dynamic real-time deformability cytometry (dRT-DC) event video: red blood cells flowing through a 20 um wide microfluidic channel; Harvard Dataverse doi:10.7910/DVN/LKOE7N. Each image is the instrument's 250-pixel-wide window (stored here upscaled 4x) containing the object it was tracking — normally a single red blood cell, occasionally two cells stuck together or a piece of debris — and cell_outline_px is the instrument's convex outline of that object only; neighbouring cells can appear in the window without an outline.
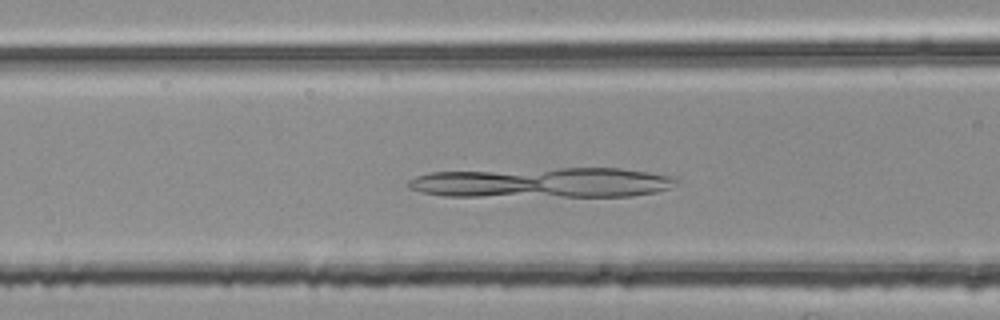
{"species": "common noctule bat (a hibernating species)", "species_latin": "Nyctalus noctula", "temperature_condition": "room temperature", "stored_images_in_passage": 40, "camera_frame_rate_fps": 3000, "um_per_image_px": 0.085, "animal": {"sex": "female", "body_mass_g": 25.1}, "frame": {"image": 1, "passage_image": 10, "time_ms": 3.0, "image_size_px": [1000, 320], "cell_outline_px": [[680, 180], [668, 188], [656, 192], [632, 196], [444, 196], [420, 192], [408, 188], [404, 184], [408, 180], [416, 176], [428, 172], [560, 168], [620, 168], [676, 176]], "centroid_in_image_um": [46.09, 15.52], "position_along_channel_um": 120.5, "area_um2": 47.45}}
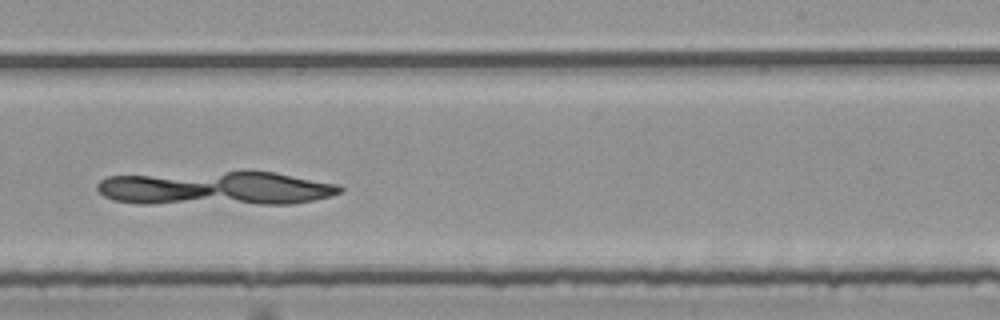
{"frame": {"image": 2, "passage_image": 22, "time_ms": 7.0, "image_size_px": [1000, 320], "cell_outline_px": [[344, 192], [332, 196], [292, 204], [136, 204], [112, 200], [104, 196], [96, 188], [96, 184], [100, 180], [108, 176], [224, 172], [276, 172], [340, 184], [344, 188]], "centroid_in_image_um": [18.38, 16.03], "position_along_channel_um": 270.6, "area_um2": 48.44}}
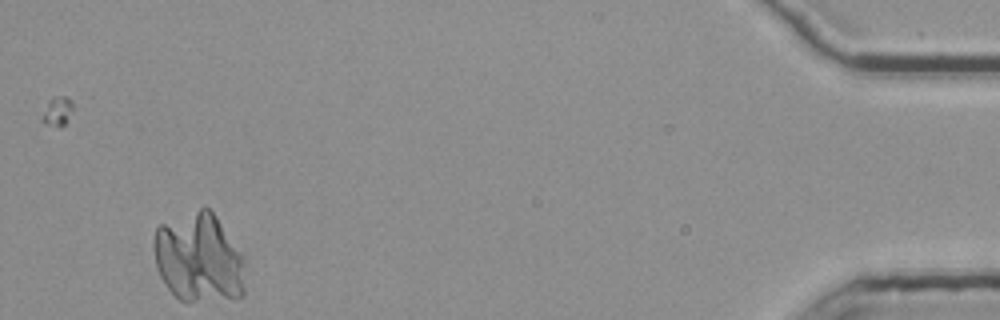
{"frame": {"image": 3, "passage_image": 40, "time_ms": 13.0, "image_size_px": [1000, 320], "cell_outline_px": [[244, 296], [236, 300], [188, 304], [180, 300], [164, 284], [156, 268], [152, 248], [152, 240], [156, 228], [160, 224], [200, 208], [208, 208], [216, 216], [244, 256]], "centroid_in_image_um": [16.9, 22.0], "position_along_channel_um": 418.3, "area_um2": 48.84}}